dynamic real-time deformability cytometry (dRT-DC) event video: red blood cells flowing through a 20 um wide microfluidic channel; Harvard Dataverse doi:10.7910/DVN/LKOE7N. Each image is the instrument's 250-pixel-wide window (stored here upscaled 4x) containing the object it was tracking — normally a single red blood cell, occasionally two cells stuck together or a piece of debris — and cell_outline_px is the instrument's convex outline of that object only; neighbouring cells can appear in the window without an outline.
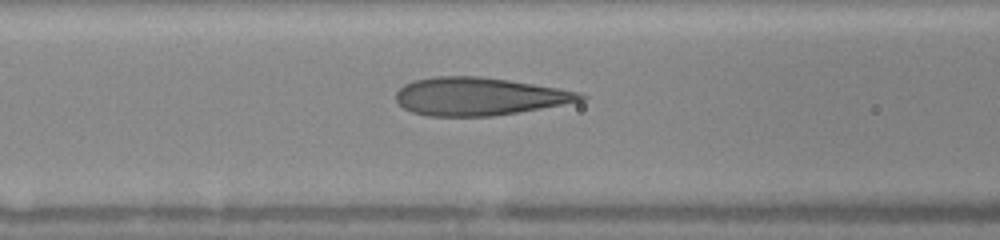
{"species": "human", "species_latin": "Homo sapiens", "temperature_condition": "warm", "stored_images_in_passage": 16, "camera_frame_rate_fps": 3000, "um_per_image_px": 0.085, "donor": {"sex": "female"}, "frame": {"image": 1, "passage_image": 8, "time_ms": 4.333, "image_size_px": [1000, 240], "cell_outline_px": [[588, 96], [584, 100], [540, 108], [492, 116], [428, 116], [412, 112], [404, 108], [396, 100], [396, 92], [404, 84], [416, 80], [436, 76], [480, 76], [508, 80], [580, 92]], "centroid_in_image_um": [40.69, 8.19], "position_along_channel_um": 125.9, "area_um2": 40.34}}
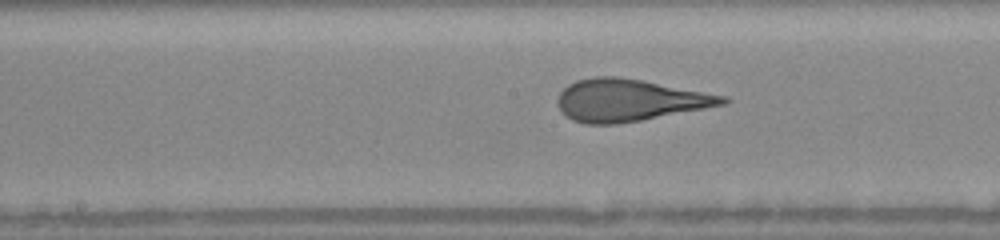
{"frame": {"image": 2, "passage_image": 12, "time_ms": 6.0, "image_size_px": [1000, 240], "cell_outline_px": [[732, 100], [724, 104], [704, 108], [640, 120], [616, 124], [584, 124], [572, 120], [560, 108], [556, 100], [560, 92], [568, 84], [576, 80], [596, 76], [616, 76], [640, 80], [728, 96]], "centroid_in_image_um": [53.47, 8.51], "position_along_channel_um": 194.7, "area_um2": 40.06}}